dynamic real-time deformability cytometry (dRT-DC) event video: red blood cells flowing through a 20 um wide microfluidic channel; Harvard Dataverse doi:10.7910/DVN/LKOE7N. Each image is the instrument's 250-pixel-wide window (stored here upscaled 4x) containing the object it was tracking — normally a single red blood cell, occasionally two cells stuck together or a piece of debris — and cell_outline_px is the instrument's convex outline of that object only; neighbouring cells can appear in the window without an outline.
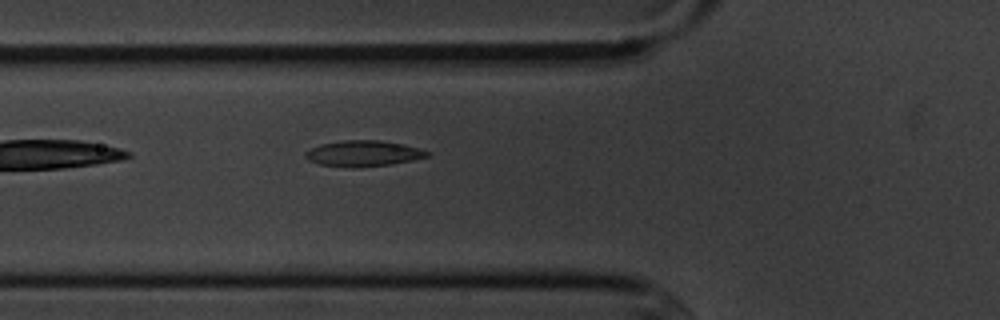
{"species": "common noctule bat (a hibernating species)", "species_latin": "Nyctalus noctula", "temperature_condition": "cold", "stored_images_in_passage": 3, "camera_frame_rate_fps": 3000, "um_per_image_px": 0.085, "animal": {"sex": "male", "body_mass_g": 20.1, "forearm_length_mm": 53.5}, "frame": {"image": 1, "passage_image": 3, "time_ms": 2.333, "image_size_px": [1000, 320], "cell_outline_px": [[432, 152], [428, 156], [412, 160], [392, 164], [356, 168], [352, 168], [320, 164], [308, 160], [304, 156], [304, 152], [320, 144], [344, 140], [380, 140], [404, 144]], "centroid_in_image_um": [30.88, 13.04], "position_along_channel_um": 94.9, "area_um2": 18.44}}